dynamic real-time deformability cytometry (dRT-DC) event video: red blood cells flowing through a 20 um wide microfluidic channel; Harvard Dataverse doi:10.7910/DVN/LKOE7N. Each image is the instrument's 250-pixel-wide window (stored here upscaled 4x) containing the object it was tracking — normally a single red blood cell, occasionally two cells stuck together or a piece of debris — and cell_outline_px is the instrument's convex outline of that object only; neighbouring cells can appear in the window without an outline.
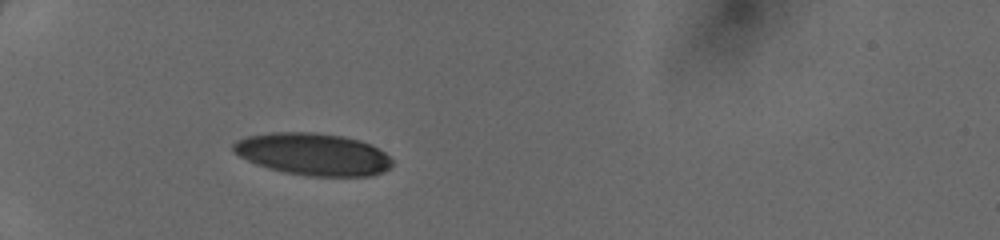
{"species": "human", "species_latin": "Homo sapiens", "temperature_condition": "cold", "stored_images_in_passage": 8, "camera_frame_rate_fps": 3000, "um_per_image_px": 0.085, "donor": {"sex": "female"}, "frame": {"image": 1, "passage_image": 1, "time_ms": 0.0, "image_size_px": [1000, 240], "cell_outline_px": [[392, 164], [388, 168], [372, 176], [308, 176], [284, 172], [268, 168], [256, 164], [232, 152], [232, 144], [236, 140], [248, 136], [272, 132], [312, 132], [344, 136], [360, 140], [372, 144], [384, 152], [392, 160]], "centroid_in_image_um": [26.59, 13.1], "position_along_channel_um": 58.4, "area_um2": 39.13}}
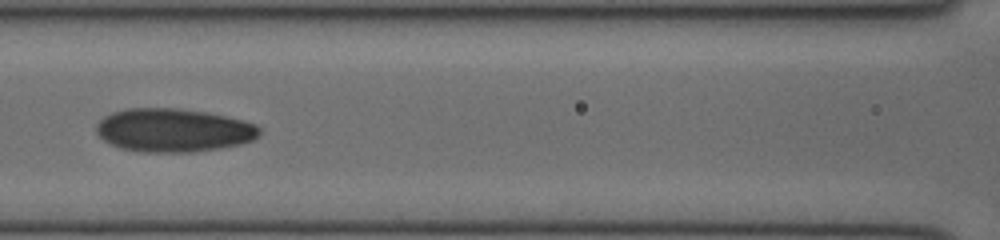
{"frame": {"image": 2, "passage_image": 4, "time_ms": 1.0, "image_size_px": [1000, 240], "cell_outline_px": [[260, 136], [256, 140], [224, 148], [196, 152], [144, 152], [120, 148], [104, 140], [96, 132], [96, 124], [104, 116], [112, 112], [128, 108], [176, 108], [204, 112], [244, 120], [256, 124], [260, 128]], "centroid_in_image_um": [14.78, 11.08], "position_along_channel_um": 151.8, "area_um2": 41.56}}
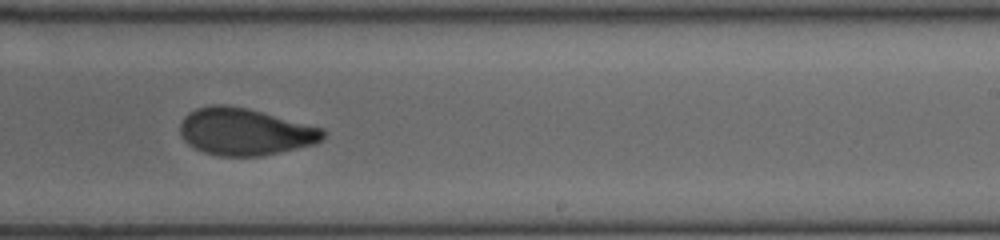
{"frame": {"image": 3, "passage_image": 7, "time_ms": 2.0, "image_size_px": [1000, 240], "cell_outline_px": [[324, 140], [316, 144], [260, 156], [220, 156], [204, 152], [188, 144], [184, 140], [180, 132], [180, 124], [184, 116], [188, 112], [196, 108], [212, 104], [228, 104], [248, 108], [324, 128]], "centroid_in_image_um": [20.82, 11.18], "position_along_channel_um": 268.2, "area_um2": 39.42}}